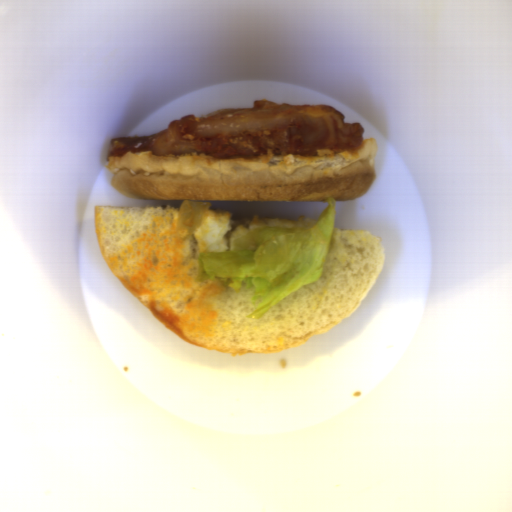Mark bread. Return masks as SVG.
Returning a JSON list of instances; mask_svg holds the SVG:
<instances>
[{
	"label": "bread",
	"mask_w": 512,
	"mask_h": 512,
	"mask_svg": "<svg viewBox=\"0 0 512 512\" xmlns=\"http://www.w3.org/2000/svg\"><path fill=\"white\" fill-rule=\"evenodd\" d=\"M208 177L120 168L111 183L133 199L246 202H346L362 197L375 178L373 162L364 158L334 169L331 162L300 166L292 173L235 164L232 175L202 167Z\"/></svg>",
	"instance_id": "cb027b5d"
},
{
	"label": "bread",
	"mask_w": 512,
	"mask_h": 512,
	"mask_svg": "<svg viewBox=\"0 0 512 512\" xmlns=\"http://www.w3.org/2000/svg\"><path fill=\"white\" fill-rule=\"evenodd\" d=\"M179 208L94 207L100 254L125 288L172 333L189 344L233 357L276 353L306 344L354 314L383 270L386 250L365 230L334 227L317 281L307 283L260 317L251 287L232 289L219 279L200 282L202 253L232 251L257 227L314 226L318 221L254 216L208 209L192 233L175 224Z\"/></svg>",
	"instance_id": "8d2b1439"
}]
</instances>
